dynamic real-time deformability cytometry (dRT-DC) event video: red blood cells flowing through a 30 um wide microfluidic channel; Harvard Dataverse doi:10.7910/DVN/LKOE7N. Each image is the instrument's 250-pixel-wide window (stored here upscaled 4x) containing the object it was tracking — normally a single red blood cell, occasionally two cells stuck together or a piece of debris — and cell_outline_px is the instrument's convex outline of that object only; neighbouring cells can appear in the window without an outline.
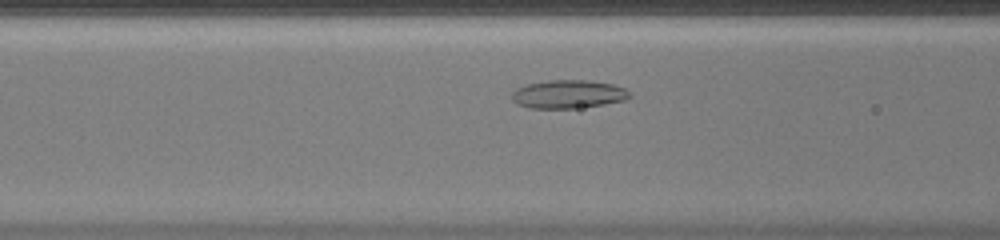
{"species": "common noctule bat (a hibernating species)", "species_latin": "Nyctalus noctula", "temperature_condition": "warm", "stored_images_in_passage": 37, "camera_frame_rate_fps": 3000, "um_per_image_px": 0.085, "animal": {"sex": "female", "body_mass_g": 20.0, "forearm_length_mm": 54.0}, "frame": {"image": 1, "passage_image": 9, "time_ms": 2.667, "image_size_px": [1000, 240], "cell_outline_px": [[632, 96], [624, 100], [604, 104], [572, 108], [528, 108], [516, 104], [512, 100], [512, 92], [516, 88], [528, 84], [548, 80], [588, 80], [612, 84], [624, 88]], "centroid_in_image_um": [48.26, 8.0], "position_along_channel_um": 118.3, "area_um2": 19.36}}
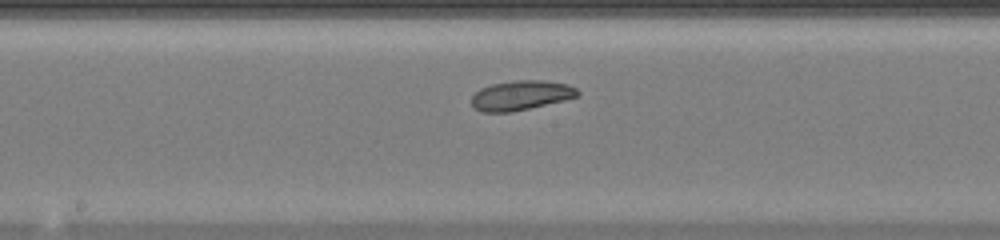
{"frame": {"image": 2, "passage_image": 15, "time_ms": 4.667, "image_size_px": [1000, 240], "cell_outline_px": [[580, 96], [564, 100], [512, 112], [480, 112], [472, 104], [472, 96], [480, 88], [492, 84], [512, 80], [544, 80], [568, 84], [576, 88], [580, 92]], "centroid_in_image_um": [44.3, 8.09], "position_along_channel_um": 203.9, "area_um2": 18.38}}
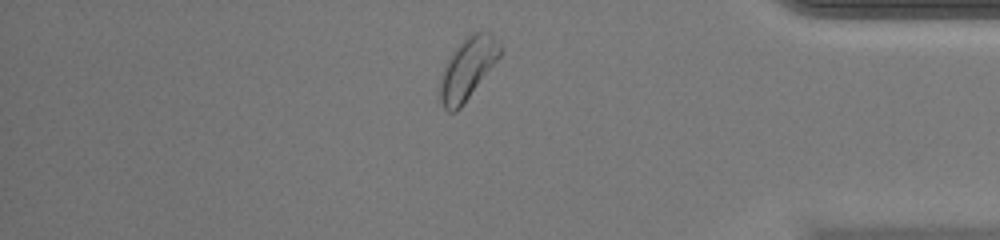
{"frame": {"image": 3, "passage_image": 30, "time_ms": 9.667, "image_size_px": [1000, 240], "cell_outline_px": [[504, 48], [500, 56], [464, 104], [456, 112], [448, 112], [444, 108], [440, 100], [440, 76], [452, 52], [472, 32], [492, 32], [500, 40]], "centroid_in_image_um": [39.79, 5.81], "position_along_channel_um": 395.4, "area_um2": 21.62}, "authors_computed_cell_mechanics": {"area_um2": 19.5942, "velocity_mm_per_s": 4.2919, "shape_relaxation_time_tau1_ms": 2.5145, "shape_relaxation_time_tau2_ms": 3.1855, "deformation_change_tau1": 0.0437, "deformation_change_tau2": 0.1036}}